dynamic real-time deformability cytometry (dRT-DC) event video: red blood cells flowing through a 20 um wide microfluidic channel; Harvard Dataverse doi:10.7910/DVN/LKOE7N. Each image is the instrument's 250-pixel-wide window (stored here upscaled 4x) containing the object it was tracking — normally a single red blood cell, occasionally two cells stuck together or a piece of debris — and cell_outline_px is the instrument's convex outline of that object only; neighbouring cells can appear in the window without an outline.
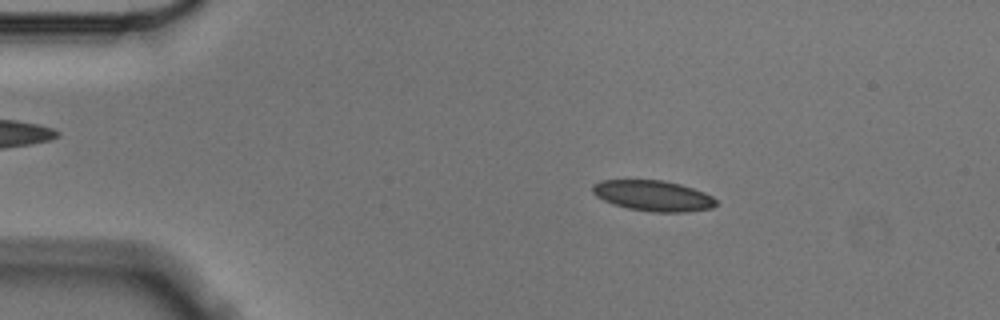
{"species": "Egyptian fruit bat (a non-hibernating species)", "species_latin": "Rousettus aegyptiacus", "temperature_condition": "cold", "stored_images_in_passage": 55, "camera_frame_rate_fps": 3000, "um_per_image_px": 0.085, "animal": {"sex": "male"}, "frame": {"image": 1, "passage_image": 9, "time_ms": 2.667, "image_size_px": [1000, 320], "cell_outline_px": [[716, 204], [712, 208], [684, 212], [652, 212], [628, 208], [612, 204], [596, 196], [592, 192], [592, 184], [600, 180], [664, 180], [680, 184], [704, 192], [712, 196], [716, 200]], "centroid_in_image_um": [55.49, 16.63], "position_along_channel_um": 29.5, "area_um2": 22.08}}
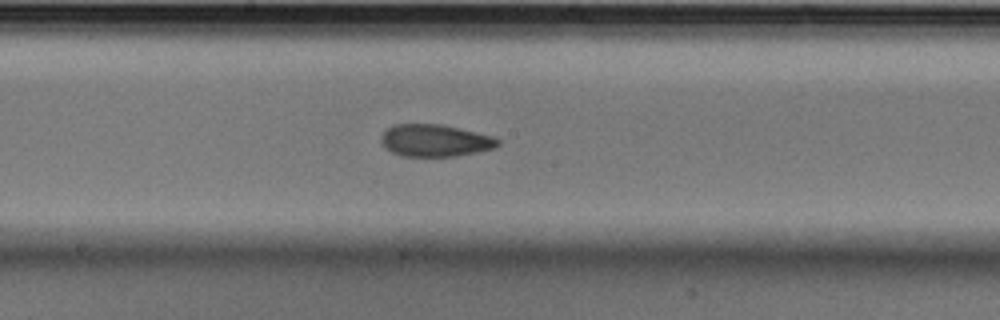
{"frame": {"image": 2, "passage_image": 29, "time_ms": 9.333, "image_size_px": [1000, 320], "cell_outline_px": [[500, 144], [496, 148], [456, 156], [400, 156], [384, 148], [380, 140], [380, 136], [392, 124], [440, 124], [492, 136], [500, 140]], "centroid_in_image_um": [36.95, 11.95], "position_along_channel_um": 211.3, "area_um2": 21.91}}
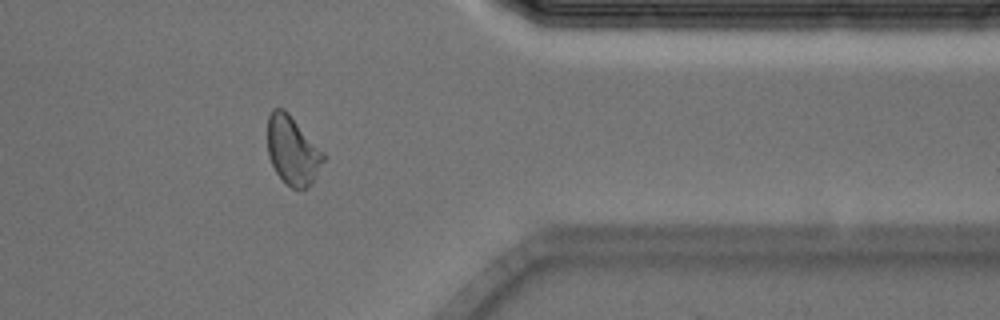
{"frame": {"image": 3, "passage_image": 45, "time_ms": 14.667, "image_size_px": [1000, 320], "cell_outline_px": [[324, 160], [312, 184], [304, 188], [292, 188], [276, 172], [268, 156], [268, 116], [272, 108], [284, 108], [288, 112], [324, 152]], "centroid_in_image_um": [24.87, 12.76], "position_along_channel_um": 386.5, "area_um2": 22.14}, "authors_computed_cell_mechanics": {"area_um2": 22.1374, "velocity_mm_per_s": 3.5391, "shape_relaxation_time_tau1_ms": 7.2555, "shape_relaxation_time_tau2_ms": 3.1728, "deformation_change_tau1": 0.1341, "deformation_change_tau2": 0.0735}}